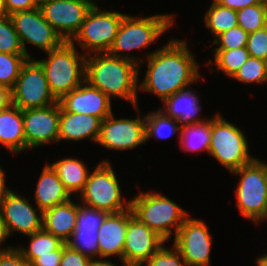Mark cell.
Returning a JSON list of instances; mask_svg holds the SVG:
<instances>
[{
    "label": "cell",
    "mask_w": 267,
    "mask_h": 266,
    "mask_svg": "<svg viewBox=\"0 0 267 266\" xmlns=\"http://www.w3.org/2000/svg\"><path fill=\"white\" fill-rule=\"evenodd\" d=\"M185 40L171 39L168 44L148 53L147 71L140 90L151 92L163 101L199 80V64Z\"/></svg>",
    "instance_id": "6da1fadb"
},
{
    "label": "cell",
    "mask_w": 267,
    "mask_h": 266,
    "mask_svg": "<svg viewBox=\"0 0 267 266\" xmlns=\"http://www.w3.org/2000/svg\"><path fill=\"white\" fill-rule=\"evenodd\" d=\"M139 71V65L134 61L110 55L108 52L86 55L85 81L110 99L113 96L129 101L136 111L139 110Z\"/></svg>",
    "instance_id": "7a4b0ae2"
},
{
    "label": "cell",
    "mask_w": 267,
    "mask_h": 266,
    "mask_svg": "<svg viewBox=\"0 0 267 266\" xmlns=\"http://www.w3.org/2000/svg\"><path fill=\"white\" fill-rule=\"evenodd\" d=\"M46 53L47 59L36 61L44 71L50 92L59 100L85 81L86 54L79 56L76 45L71 42H64Z\"/></svg>",
    "instance_id": "3957f363"
},
{
    "label": "cell",
    "mask_w": 267,
    "mask_h": 266,
    "mask_svg": "<svg viewBox=\"0 0 267 266\" xmlns=\"http://www.w3.org/2000/svg\"><path fill=\"white\" fill-rule=\"evenodd\" d=\"M173 25V15H153L147 17H134L126 14L119 26L114 43L108 53L120 58L134 61L141 67L144 63L141 58L133 55H123L122 52L142 49L155 42ZM120 53V54H119Z\"/></svg>",
    "instance_id": "277c9868"
},
{
    "label": "cell",
    "mask_w": 267,
    "mask_h": 266,
    "mask_svg": "<svg viewBox=\"0 0 267 266\" xmlns=\"http://www.w3.org/2000/svg\"><path fill=\"white\" fill-rule=\"evenodd\" d=\"M130 207L137 217L147 227L156 232L165 241L171 238L172 228L175 234L189 216L174 201L161 193L140 192L130 199Z\"/></svg>",
    "instance_id": "5b68a950"
},
{
    "label": "cell",
    "mask_w": 267,
    "mask_h": 266,
    "mask_svg": "<svg viewBox=\"0 0 267 266\" xmlns=\"http://www.w3.org/2000/svg\"><path fill=\"white\" fill-rule=\"evenodd\" d=\"M231 173L241 176L235 190L240 214L255 224L267 220V163L255 158Z\"/></svg>",
    "instance_id": "8992f818"
},
{
    "label": "cell",
    "mask_w": 267,
    "mask_h": 266,
    "mask_svg": "<svg viewBox=\"0 0 267 266\" xmlns=\"http://www.w3.org/2000/svg\"><path fill=\"white\" fill-rule=\"evenodd\" d=\"M246 137L236 125L216 114L211 118L209 154L233 172L255 159L249 155Z\"/></svg>",
    "instance_id": "52a82bcc"
},
{
    "label": "cell",
    "mask_w": 267,
    "mask_h": 266,
    "mask_svg": "<svg viewBox=\"0 0 267 266\" xmlns=\"http://www.w3.org/2000/svg\"><path fill=\"white\" fill-rule=\"evenodd\" d=\"M120 187L110 162L102 161L89 173L87 182L79 193L81 204L108 213L125 211L130 208L131 202L123 200Z\"/></svg>",
    "instance_id": "ba28073f"
},
{
    "label": "cell",
    "mask_w": 267,
    "mask_h": 266,
    "mask_svg": "<svg viewBox=\"0 0 267 266\" xmlns=\"http://www.w3.org/2000/svg\"><path fill=\"white\" fill-rule=\"evenodd\" d=\"M125 13L102 10L94 4L88 11L79 32L70 41H77L86 55L108 52L112 47Z\"/></svg>",
    "instance_id": "9c48e42d"
},
{
    "label": "cell",
    "mask_w": 267,
    "mask_h": 266,
    "mask_svg": "<svg viewBox=\"0 0 267 266\" xmlns=\"http://www.w3.org/2000/svg\"><path fill=\"white\" fill-rule=\"evenodd\" d=\"M57 102L58 100L50 92L41 65L36 59H27L11 89V103L23 111L45 108Z\"/></svg>",
    "instance_id": "30bf717a"
},
{
    "label": "cell",
    "mask_w": 267,
    "mask_h": 266,
    "mask_svg": "<svg viewBox=\"0 0 267 266\" xmlns=\"http://www.w3.org/2000/svg\"><path fill=\"white\" fill-rule=\"evenodd\" d=\"M9 16L28 58L31 57L26 49V43L49 52L59 48L65 42L45 20L39 7L16 12Z\"/></svg>",
    "instance_id": "8fae6325"
},
{
    "label": "cell",
    "mask_w": 267,
    "mask_h": 266,
    "mask_svg": "<svg viewBox=\"0 0 267 266\" xmlns=\"http://www.w3.org/2000/svg\"><path fill=\"white\" fill-rule=\"evenodd\" d=\"M201 219L187 217L174 236V247L187 266H209L212 236Z\"/></svg>",
    "instance_id": "7c38bea8"
},
{
    "label": "cell",
    "mask_w": 267,
    "mask_h": 266,
    "mask_svg": "<svg viewBox=\"0 0 267 266\" xmlns=\"http://www.w3.org/2000/svg\"><path fill=\"white\" fill-rule=\"evenodd\" d=\"M92 0H54L39 6L45 20L65 42H70L79 32Z\"/></svg>",
    "instance_id": "4fadbf2b"
},
{
    "label": "cell",
    "mask_w": 267,
    "mask_h": 266,
    "mask_svg": "<svg viewBox=\"0 0 267 266\" xmlns=\"http://www.w3.org/2000/svg\"><path fill=\"white\" fill-rule=\"evenodd\" d=\"M146 118L143 119H116L111 113L102 120L96 141L111 150H128L146 142Z\"/></svg>",
    "instance_id": "5bb4252c"
},
{
    "label": "cell",
    "mask_w": 267,
    "mask_h": 266,
    "mask_svg": "<svg viewBox=\"0 0 267 266\" xmlns=\"http://www.w3.org/2000/svg\"><path fill=\"white\" fill-rule=\"evenodd\" d=\"M164 242L162 237L134 216L130 207L123 261L130 266H143L163 246Z\"/></svg>",
    "instance_id": "9a60e30c"
},
{
    "label": "cell",
    "mask_w": 267,
    "mask_h": 266,
    "mask_svg": "<svg viewBox=\"0 0 267 266\" xmlns=\"http://www.w3.org/2000/svg\"><path fill=\"white\" fill-rule=\"evenodd\" d=\"M60 104L57 102L45 108L23 110L25 150L49 142H58Z\"/></svg>",
    "instance_id": "2e32d148"
},
{
    "label": "cell",
    "mask_w": 267,
    "mask_h": 266,
    "mask_svg": "<svg viewBox=\"0 0 267 266\" xmlns=\"http://www.w3.org/2000/svg\"><path fill=\"white\" fill-rule=\"evenodd\" d=\"M0 213L9 235L13 231L31 235L42 229L43 212L38 207L33 208L27 198L16 192L11 191L0 201Z\"/></svg>",
    "instance_id": "e0dca14e"
},
{
    "label": "cell",
    "mask_w": 267,
    "mask_h": 266,
    "mask_svg": "<svg viewBox=\"0 0 267 266\" xmlns=\"http://www.w3.org/2000/svg\"><path fill=\"white\" fill-rule=\"evenodd\" d=\"M58 103L64 111L92 115L101 120L113 112L111 99L87 81H84L71 92L64 94Z\"/></svg>",
    "instance_id": "ac0fdd59"
},
{
    "label": "cell",
    "mask_w": 267,
    "mask_h": 266,
    "mask_svg": "<svg viewBox=\"0 0 267 266\" xmlns=\"http://www.w3.org/2000/svg\"><path fill=\"white\" fill-rule=\"evenodd\" d=\"M129 222V209L119 213H109L98 230L99 258L118 255L123 266L125 235Z\"/></svg>",
    "instance_id": "d6986e66"
},
{
    "label": "cell",
    "mask_w": 267,
    "mask_h": 266,
    "mask_svg": "<svg viewBox=\"0 0 267 266\" xmlns=\"http://www.w3.org/2000/svg\"><path fill=\"white\" fill-rule=\"evenodd\" d=\"M101 122L102 120L95 116L67 112L60 106L58 142L90 138L89 140L96 143Z\"/></svg>",
    "instance_id": "ffe728a7"
},
{
    "label": "cell",
    "mask_w": 267,
    "mask_h": 266,
    "mask_svg": "<svg viewBox=\"0 0 267 266\" xmlns=\"http://www.w3.org/2000/svg\"><path fill=\"white\" fill-rule=\"evenodd\" d=\"M195 93L196 91L192 92L188 87L181 89L165 98L162 101L165 110L159 109V111L176 120L180 126L207 121L208 119L201 120V116L198 117L201 105Z\"/></svg>",
    "instance_id": "44dd1931"
},
{
    "label": "cell",
    "mask_w": 267,
    "mask_h": 266,
    "mask_svg": "<svg viewBox=\"0 0 267 266\" xmlns=\"http://www.w3.org/2000/svg\"><path fill=\"white\" fill-rule=\"evenodd\" d=\"M78 204L71 200L43 211L42 228L66 243L76 227Z\"/></svg>",
    "instance_id": "7402d4cb"
},
{
    "label": "cell",
    "mask_w": 267,
    "mask_h": 266,
    "mask_svg": "<svg viewBox=\"0 0 267 266\" xmlns=\"http://www.w3.org/2000/svg\"><path fill=\"white\" fill-rule=\"evenodd\" d=\"M37 207L43 212L71 200V194L50 164H45L35 191Z\"/></svg>",
    "instance_id": "603a6c76"
},
{
    "label": "cell",
    "mask_w": 267,
    "mask_h": 266,
    "mask_svg": "<svg viewBox=\"0 0 267 266\" xmlns=\"http://www.w3.org/2000/svg\"><path fill=\"white\" fill-rule=\"evenodd\" d=\"M0 144L11 153L25 150L23 111L12 103L0 110Z\"/></svg>",
    "instance_id": "cb8c5ba5"
},
{
    "label": "cell",
    "mask_w": 267,
    "mask_h": 266,
    "mask_svg": "<svg viewBox=\"0 0 267 266\" xmlns=\"http://www.w3.org/2000/svg\"><path fill=\"white\" fill-rule=\"evenodd\" d=\"M51 166L68 192L71 195L74 193L79 195L89 175L86 165L76 158H64L54 162Z\"/></svg>",
    "instance_id": "d4e9b609"
},
{
    "label": "cell",
    "mask_w": 267,
    "mask_h": 266,
    "mask_svg": "<svg viewBox=\"0 0 267 266\" xmlns=\"http://www.w3.org/2000/svg\"><path fill=\"white\" fill-rule=\"evenodd\" d=\"M180 149L184 151H207L211 143V118L207 121L180 127Z\"/></svg>",
    "instance_id": "484cf974"
},
{
    "label": "cell",
    "mask_w": 267,
    "mask_h": 266,
    "mask_svg": "<svg viewBox=\"0 0 267 266\" xmlns=\"http://www.w3.org/2000/svg\"><path fill=\"white\" fill-rule=\"evenodd\" d=\"M204 20L206 28L211 31L214 38L238 25L236 10L222 6L216 0L212 1Z\"/></svg>",
    "instance_id": "4316f807"
},
{
    "label": "cell",
    "mask_w": 267,
    "mask_h": 266,
    "mask_svg": "<svg viewBox=\"0 0 267 266\" xmlns=\"http://www.w3.org/2000/svg\"><path fill=\"white\" fill-rule=\"evenodd\" d=\"M27 236L31 237L29 247H17V249L30 264L40 255L53 254V250H57L64 243L43 228Z\"/></svg>",
    "instance_id": "83f0119b"
},
{
    "label": "cell",
    "mask_w": 267,
    "mask_h": 266,
    "mask_svg": "<svg viewBox=\"0 0 267 266\" xmlns=\"http://www.w3.org/2000/svg\"><path fill=\"white\" fill-rule=\"evenodd\" d=\"M214 51L215 62L213 63L217 65V67L215 68L217 74H219V70H221L231 78L250 57V54L246 47L231 50Z\"/></svg>",
    "instance_id": "f1b7e54d"
},
{
    "label": "cell",
    "mask_w": 267,
    "mask_h": 266,
    "mask_svg": "<svg viewBox=\"0 0 267 266\" xmlns=\"http://www.w3.org/2000/svg\"><path fill=\"white\" fill-rule=\"evenodd\" d=\"M146 118V141L150 137L168 138L177 131H180L179 123L167 116L161 111H154L145 116Z\"/></svg>",
    "instance_id": "f546056e"
},
{
    "label": "cell",
    "mask_w": 267,
    "mask_h": 266,
    "mask_svg": "<svg viewBox=\"0 0 267 266\" xmlns=\"http://www.w3.org/2000/svg\"><path fill=\"white\" fill-rule=\"evenodd\" d=\"M238 25L248 34L267 26V0L236 11Z\"/></svg>",
    "instance_id": "4dcf8cb0"
},
{
    "label": "cell",
    "mask_w": 267,
    "mask_h": 266,
    "mask_svg": "<svg viewBox=\"0 0 267 266\" xmlns=\"http://www.w3.org/2000/svg\"><path fill=\"white\" fill-rule=\"evenodd\" d=\"M66 244L91 259L99 258L97 229H75Z\"/></svg>",
    "instance_id": "1f68e13d"
},
{
    "label": "cell",
    "mask_w": 267,
    "mask_h": 266,
    "mask_svg": "<svg viewBox=\"0 0 267 266\" xmlns=\"http://www.w3.org/2000/svg\"><path fill=\"white\" fill-rule=\"evenodd\" d=\"M29 59L27 55L0 52V85L14 87L23 64Z\"/></svg>",
    "instance_id": "d6a6232c"
},
{
    "label": "cell",
    "mask_w": 267,
    "mask_h": 266,
    "mask_svg": "<svg viewBox=\"0 0 267 266\" xmlns=\"http://www.w3.org/2000/svg\"><path fill=\"white\" fill-rule=\"evenodd\" d=\"M0 52L26 55L10 16L0 19Z\"/></svg>",
    "instance_id": "836d02e7"
},
{
    "label": "cell",
    "mask_w": 267,
    "mask_h": 266,
    "mask_svg": "<svg viewBox=\"0 0 267 266\" xmlns=\"http://www.w3.org/2000/svg\"><path fill=\"white\" fill-rule=\"evenodd\" d=\"M243 83H266L265 60L249 57L232 77Z\"/></svg>",
    "instance_id": "e575fe53"
},
{
    "label": "cell",
    "mask_w": 267,
    "mask_h": 266,
    "mask_svg": "<svg viewBox=\"0 0 267 266\" xmlns=\"http://www.w3.org/2000/svg\"><path fill=\"white\" fill-rule=\"evenodd\" d=\"M213 44H219L214 50H231L246 47L248 33L239 25L229 29L213 39Z\"/></svg>",
    "instance_id": "d590c367"
},
{
    "label": "cell",
    "mask_w": 267,
    "mask_h": 266,
    "mask_svg": "<svg viewBox=\"0 0 267 266\" xmlns=\"http://www.w3.org/2000/svg\"><path fill=\"white\" fill-rule=\"evenodd\" d=\"M109 213L93 207L78 204L75 229H97L99 230L104 219Z\"/></svg>",
    "instance_id": "8d00e7d4"
},
{
    "label": "cell",
    "mask_w": 267,
    "mask_h": 266,
    "mask_svg": "<svg viewBox=\"0 0 267 266\" xmlns=\"http://www.w3.org/2000/svg\"><path fill=\"white\" fill-rule=\"evenodd\" d=\"M146 264V265H145ZM143 265L145 266H187L180 252L165 248L164 245L156 251Z\"/></svg>",
    "instance_id": "74e56055"
},
{
    "label": "cell",
    "mask_w": 267,
    "mask_h": 266,
    "mask_svg": "<svg viewBox=\"0 0 267 266\" xmlns=\"http://www.w3.org/2000/svg\"><path fill=\"white\" fill-rule=\"evenodd\" d=\"M246 49L250 57L267 59V26L248 34Z\"/></svg>",
    "instance_id": "f35d334b"
},
{
    "label": "cell",
    "mask_w": 267,
    "mask_h": 266,
    "mask_svg": "<svg viewBox=\"0 0 267 266\" xmlns=\"http://www.w3.org/2000/svg\"><path fill=\"white\" fill-rule=\"evenodd\" d=\"M91 258L69 247L67 244L63 247L60 266H89Z\"/></svg>",
    "instance_id": "ab89813d"
},
{
    "label": "cell",
    "mask_w": 267,
    "mask_h": 266,
    "mask_svg": "<svg viewBox=\"0 0 267 266\" xmlns=\"http://www.w3.org/2000/svg\"><path fill=\"white\" fill-rule=\"evenodd\" d=\"M65 245L66 243H63L57 250H53V254L40 255L30 266H60L63 247Z\"/></svg>",
    "instance_id": "60d3db41"
},
{
    "label": "cell",
    "mask_w": 267,
    "mask_h": 266,
    "mask_svg": "<svg viewBox=\"0 0 267 266\" xmlns=\"http://www.w3.org/2000/svg\"><path fill=\"white\" fill-rule=\"evenodd\" d=\"M0 266H30V263L16 247H13L3 255Z\"/></svg>",
    "instance_id": "b9f144b4"
},
{
    "label": "cell",
    "mask_w": 267,
    "mask_h": 266,
    "mask_svg": "<svg viewBox=\"0 0 267 266\" xmlns=\"http://www.w3.org/2000/svg\"><path fill=\"white\" fill-rule=\"evenodd\" d=\"M8 15L39 7L36 0H4Z\"/></svg>",
    "instance_id": "7bdbcfd3"
},
{
    "label": "cell",
    "mask_w": 267,
    "mask_h": 266,
    "mask_svg": "<svg viewBox=\"0 0 267 266\" xmlns=\"http://www.w3.org/2000/svg\"><path fill=\"white\" fill-rule=\"evenodd\" d=\"M222 6L239 10L251 5L262 4L265 0H216Z\"/></svg>",
    "instance_id": "ee69618b"
},
{
    "label": "cell",
    "mask_w": 267,
    "mask_h": 266,
    "mask_svg": "<svg viewBox=\"0 0 267 266\" xmlns=\"http://www.w3.org/2000/svg\"><path fill=\"white\" fill-rule=\"evenodd\" d=\"M11 104V90L0 85V110L7 108Z\"/></svg>",
    "instance_id": "f6af8a7d"
},
{
    "label": "cell",
    "mask_w": 267,
    "mask_h": 266,
    "mask_svg": "<svg viewBox=\"0 0 267 266\" xmlns=\"http://www.w3.org/2000/svg\"><path fill=\"white\" fill-rule=\"evenodd\" d=\"M5 173L3 171V169L1 168V164H0V201L8 194L10 193L12 190H10L9 188L6 187V182H5Z\"/></svg>",
    "instance_id": "bcb514c9"
},
{
    "label": "cell",
    "mask_w": 267,
    "mask_h": 266,
    "mask_svg": "<svg viewBox=\"0 0 267 266\" xmlns=\"http://www.w3.org/2000/svg\"><path fill=\"white\" fill-rule=\"evenodd\" d=\"M10 236L6 227L4 220L2 219V215L0 213V245L6 241V238Z\"/></svg>",
    "instance_id": "7dc6e473"
},
{
    "label": "cell",
    "mask_w": 267,
    "mask_h": 266,
    "mask_svg": "<svg viewBox=\"0 0 267 266\" xmlns=\"http://www.w3.org/2000/svg\"><path fill=\"white\" fill-rule=\"evenodd\" d=\"M89 266H116V265L113 264L111 261L106 260V258H105V260H104V258H102V260H100L99 258L97 260V258H96V260L95 259L91 260Z\"/></svg>",
    "instance_id": "c3c4849f"
},
{
    "label": "cell",
    "mask_w": 267,
    "mask_h": 266,
    "mask_svg": "<svg viewBox=\"0 0 267 266\" xmlns=\"http://www.w3.org/2000/svg\"><path fill=\"white\" fill-rule=\"evenodd\" d=\"M7 16L9 15L6 11L4 0H0V19L5 18Z\"/></svg>",
    "instance_id": "681fc988"
},
{
    "label": "cell",
    "mask_w": 267,
    "mask_h": 266,
    "mask_svg": "<svg viewBox=\"0 0 267 266\" xmlns=\"http://www.w3.org/2000/svg\"><path fill=\"white\" fill-rule=\"evenodd\" d=\"M256 261L258 266H267V254L258 257Z\"/></svg>",
    "instance_id": "f907efd6"
},
{
    "label": "cell",
    "mask_w": 267,
    "mask_h": 266,
    "mask_svg": "<svg viewBox=\"0 0 267 266\" xmlns=\"http://www.w3.org/2000/svg\"><path fill=\"white\" fill-rule=\"evenodd\" d=\"M10 248H13V247H7V249L5 248H0V261H1V259H2V257H3V255L10 249Z\"/></svg>",
    "instance_id": "816d5d0a"
},
{
    "label": "cell",
    "mask_w": 267,
    "mask_h": 266,
    "mask_svg": "<svg viewBox=\"0 0 267 266\" xmlns=\"http://www.w3.org/2000/svg\"><path fill=\"white\" fill-rule=\"evenodd\" d=\"M49 1H54V0H36L37 4L40 6L41 4H44Z\"/></svg>",
    "instance_id": "f5cc1de1"
},
{
    "label": "cell",
    "mask_w": 267,
    "mask_h": 266,
    "mask_svg": "<svg viewBox=\"0 0 267 266\" xmlns=\"http://www.w3.org/2000/svg\"><path fill=\"white\" fill-rule=\"evenodd\" d=\"M265 74H266V83H267V59L265 60Z\"/></svg>",
    "instance_id": "db71d44e"
}]
</instances>
